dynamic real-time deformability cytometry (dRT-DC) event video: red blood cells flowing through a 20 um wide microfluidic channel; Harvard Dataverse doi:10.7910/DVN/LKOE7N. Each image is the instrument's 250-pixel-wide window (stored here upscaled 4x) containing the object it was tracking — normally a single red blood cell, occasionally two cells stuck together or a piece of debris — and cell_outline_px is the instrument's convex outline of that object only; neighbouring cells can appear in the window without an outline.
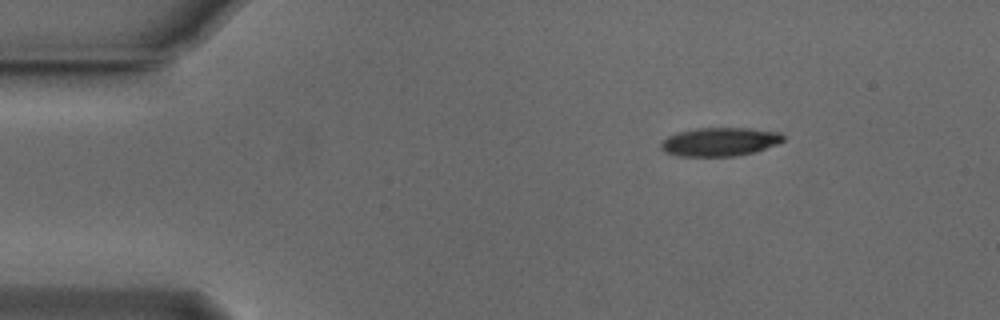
{"species": "Egyptian fruit bat (a non-hibernating species)", "species_latin": "Rousettus aegyptiacus", "temperature_condition": "cold", "stored_images_in_passage": 47, "camera_frame_rate_fps": 3000, "um_per_image_px": 0.085, "animal": {"sex": "male"}, "frame": {"image": 1, "passage_image": 1, "time_ms": 0.0, "image_size_px": [1000, 320], "cell_outline_px": [[784, 140], [776, 144], [756, 152], [736, 156], [676, 156], [664, 152], [660, 148], [660, 144], [668, 136], [680, 132], [696, 128], [752, 128], [780, 132], [784, 136]], "centroid_in_image_um": [61.19, 12.06], "position_along_channel_um": 23.8, "area_um2": 20.46}}
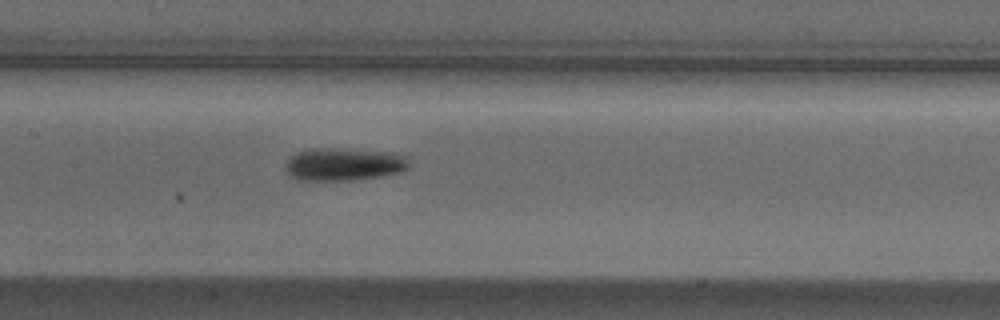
{"frame": {"image": 2, "passage_image": 19, "time_ms": 6.0, "image_size_px": [1000, 320], "cell_outline_px": [[412, 164], [404, 172], [380, 176], [352, 180], [296, 180], [288, 176], [284, 172], [284, 164], [288, 156], [296, 152], [308, 148], [344, 148], [392, 152], [412, 156]], "centroid_in_image_um": [29.24, 13.95], "position_along_channel_um": 178.2, "area_um2": 24.74}}
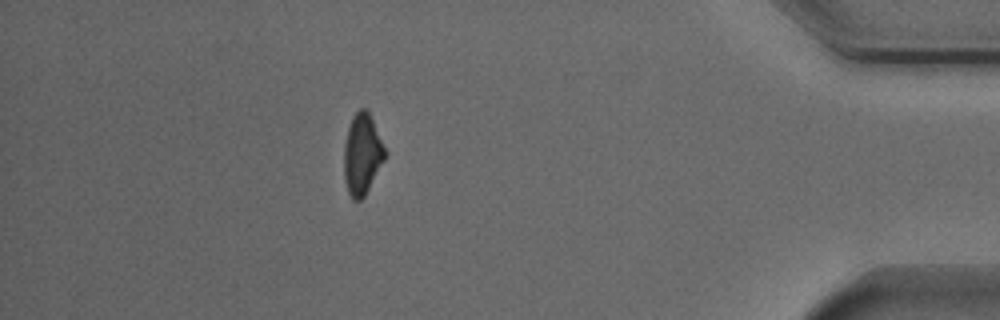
{"frame": {"image": 3, "passage_image": 41, "time_ms": 13.333, "image_size_px": [1000, 320], "cell_outline_px": [[388, 152], [384, 160], [364, 196], [360, 200], [352, 200], [348, 192], [344, 180], [344, 144], [348, 128], [352, 116], [360, 108], [368, 108]], "centroid_in_image_um": [30.8, 13.06], "position_along_channel_um": 404.4, "area_um2": 19.59}, "authors_computed_cell_mechanics": {"area_um2": 20.9814, "velocity_mm_per_s": 3.7626, "shape_relaxation_time_tau1_ms": 3.5105, "shape_relaxation_time_tau2_ms": null, "deformation_change_tau1": 0.1058, "deformation_change_tau2": null}}